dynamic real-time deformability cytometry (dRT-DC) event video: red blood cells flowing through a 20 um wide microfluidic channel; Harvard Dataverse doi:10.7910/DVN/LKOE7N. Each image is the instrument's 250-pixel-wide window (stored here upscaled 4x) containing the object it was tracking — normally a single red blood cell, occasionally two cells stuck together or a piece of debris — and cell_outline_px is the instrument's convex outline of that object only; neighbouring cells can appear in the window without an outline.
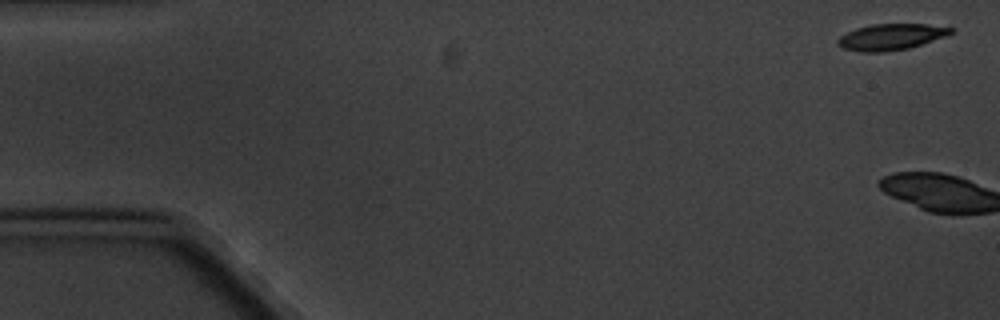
{"species": "common noctule bat (a hibernating species)", "species_latin": "Nyctalus noctula", "temperature_condition": "cold", "stored_images_in_passage": 9, "camera_frame_rate_fps": 3000, "um_per_image_px": 0.085, "animal": {"sex": "male", "body_mass_g": 20.1, "forearm_length_mm": 53.5}, "frame": {"image": 1, "passage_image": 1, "time_ms": 0.0, "image_size_px": [1000, 320], "cell_outline_px": [[952, 32], [944, 36], [908, 48], [884, 52], [860, 52], [844, 48], [836, 44], [836, 40], [840, 36], [856, 28], [872, 24], [928, 24], [952, 28]], "centroid_in_image_um": [75.66, 3.13], "position_along_channel_um": 9.3, "area_um2": 16.99}}
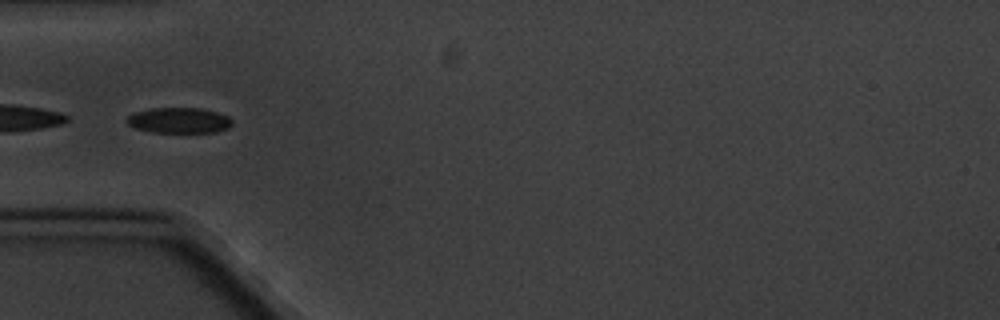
{"frame": {"image": 2, "passage_image": 6, "time_ms": 6.667, "image_size_px": [1000, 320], "cell_outline_px": [[232, 124], [228, 128], [216, 132], [152, 132], [132, 128], [124, 120], [132, 112], [152, 108], [200, 108], [216, 112], [228, 116], [232, 120]], "centroid_in_image_um": [15.17, 10.23], "position_along_channel_um": 69.8, "area_um2": 15.84}}